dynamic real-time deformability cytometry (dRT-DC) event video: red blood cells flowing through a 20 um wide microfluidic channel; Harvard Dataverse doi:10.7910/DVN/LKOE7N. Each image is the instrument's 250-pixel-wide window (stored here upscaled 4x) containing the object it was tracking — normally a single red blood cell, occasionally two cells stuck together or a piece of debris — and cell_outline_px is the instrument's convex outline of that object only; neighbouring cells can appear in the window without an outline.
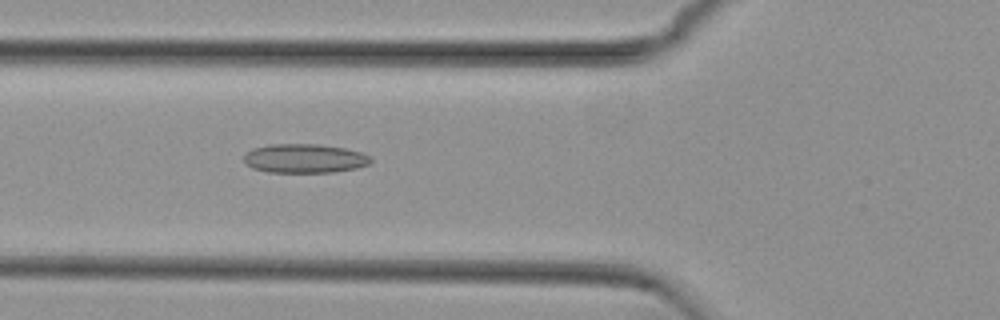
{"species": "common noctule bat (a hibernating species)", "species_latin": "Nyctalus noctula", "temperature_condition": "cold", "stored_images_in_passage": 54, "camera_frame_rate_fps": 3000, "um_per_image_px": 0.085, "animal": {"sex": "female", "body_mass_g": 29.2, "forearm_length_mm": 56.3}, "frame": {"image": 1, "passage_image": 20, "time_ms": 6.333, "image_size_px": [1000, 320], "cell_outline_px": [[372, 160], [368, 164], [356, 168], [332, 172], [268, 172], [252, 168], [244, 160], [244, 152], [252, 148], [268, 144], [320, 144], [344, 148], [360, 152], [372, 156]], "centroid_in_image_um": [25.87, 13.46], "position_along_channel_um": 99.9, "area_um2": 21.56}}
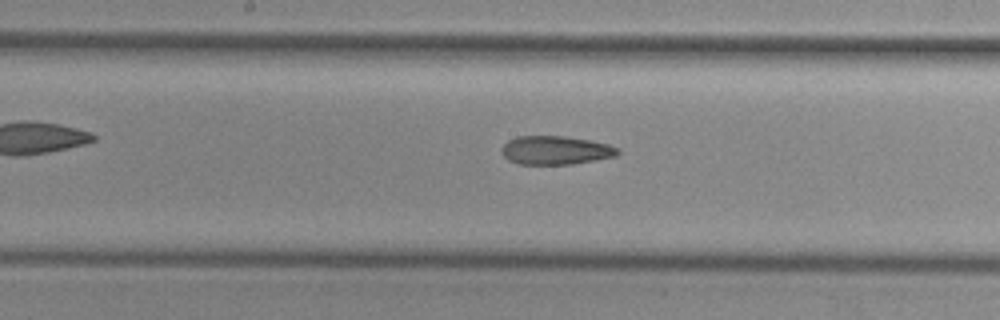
{"frame": {"image": 2, "passage_image": 28, "time_ms": 9.0, "image_size_px": [1000, 320], "cell_outline_px": [[620, 152], [616, 156], [596, 160], [572, 164], [520, 164], [508, 160], [500, 152], [500, 148], [508, 140], [516, 136], [564, 136], [592, 140], [608, 144], [620, 148]], "centroid_in_image_um": [47.23, 12.76], "position_along_channel_um": 201.0, "area_um2": 19.59}}
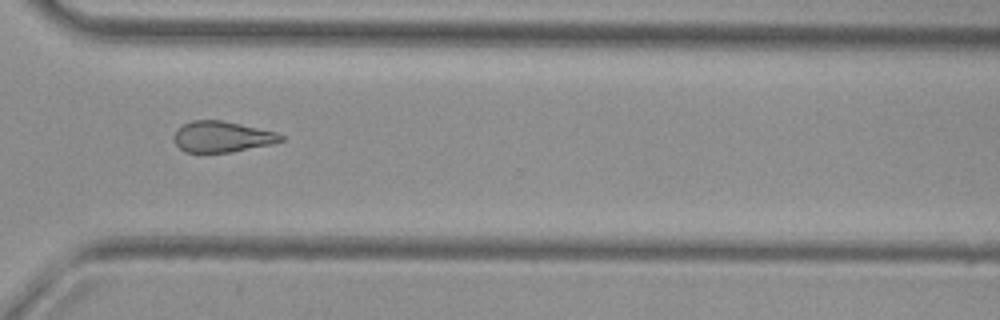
{"frame": {"image": 3, "passage_image": 40, "time_ms": 13.0, "image_size_px": [1000, 320], "cell_outline_px": [[284, 140], [272, 144], [232, 152], [184, 152], [176, 144], [172, 136], [176, 128], [192, 120], [224, 120], [276, 132], [284, 136]], "centroid_in_image_um": [18.86, 11.61], "position_along_channel_um": 351.7, "area_um2": 19.42}, "authors_computed_cell_mechanics": {"area_um2": 20.519, "velocity_mm_per_s": 3.778, "shape_relaxation_time_tau1_ms": null, "shape_relaxation_time_tau2_ms": 8.9288, "deformation_change_tau1": null, "deformation_change_tau2": 0.1883}}